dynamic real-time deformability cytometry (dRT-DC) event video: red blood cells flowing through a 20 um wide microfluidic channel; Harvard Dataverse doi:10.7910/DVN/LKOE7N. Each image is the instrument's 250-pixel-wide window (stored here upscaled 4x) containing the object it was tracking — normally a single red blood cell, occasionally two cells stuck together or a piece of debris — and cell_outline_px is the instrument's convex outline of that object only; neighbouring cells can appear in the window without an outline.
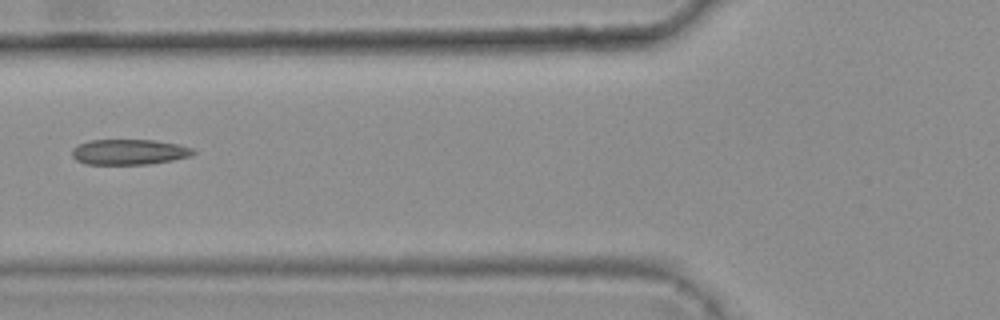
{"species": "common noctule bat (a hibernating species)", "species_latin": "Nyctalus noctula", "temperature_condition": "warm", "stored_images_in_passage": 6, "camera_frame_rate_fps": 3000, "um_per_image_px": 0.085, "animal": {"sex": "female", "body_mass_g": 25.1}, "frame": {"image": 1, "passage_image": 5, "time_ms": 1.333, "image_size_px": [1000, 320], "cell_outline_px": [[196, 152], [192, 156], [172, 160], [148, 164], [84, 164], [76, 160], [72, 156], [72, 148], [80, 144], [92, 140], [152, 140], [180, 144], [192, 148]], "centroid_in_image_um": [10.99, 12.92], "position_along_channel_um": 114.8, "area_um2": 17.98}}
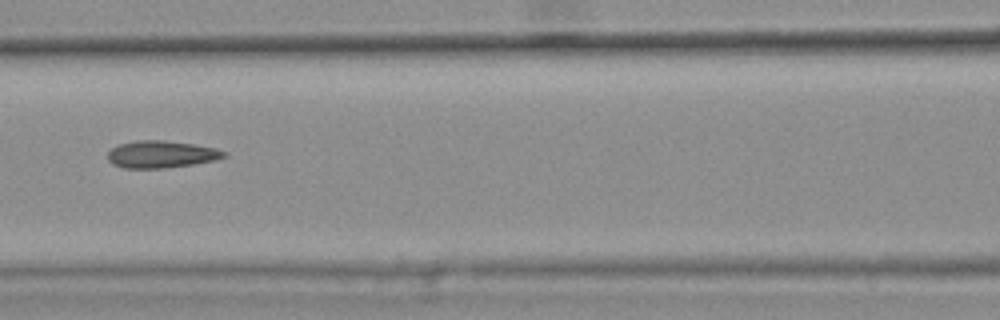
{"frame": {"image": 2, "passage_image": 6, "time_ms": 1.667, "image_size_px": [1000, 320], "cell_outline_px": [[228, 156], [216, 160], [192, 164], [164, 168], [124, 168], [112, 164], [108, 160], [108, 152], [112, 148], [120, 144], [136, 140], [164, 140], [192, 144], [216, 148], [228, 152]], "centroid_in_image_um": [13.73, 13.11], "position_along_channel_um": 152.9, "area_um2": 18.44}}